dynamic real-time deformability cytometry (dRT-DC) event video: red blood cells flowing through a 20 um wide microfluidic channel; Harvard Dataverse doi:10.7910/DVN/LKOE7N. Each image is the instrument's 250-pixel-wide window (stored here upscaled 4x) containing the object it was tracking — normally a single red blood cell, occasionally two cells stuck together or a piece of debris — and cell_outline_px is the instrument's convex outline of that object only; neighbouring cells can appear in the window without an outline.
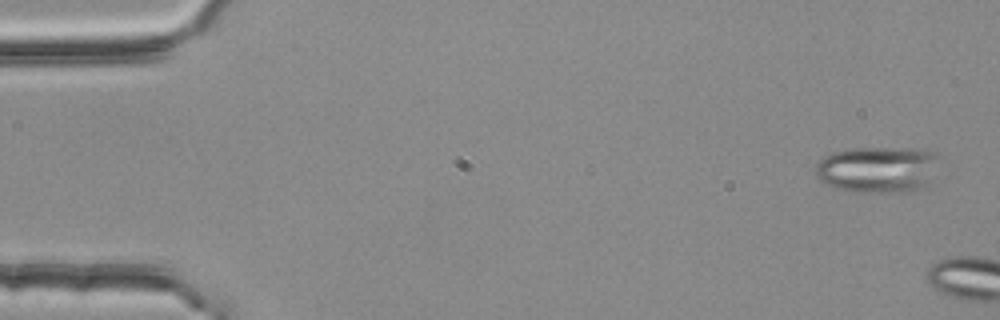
{"species": "common noctule bat (a hibernating species)", "species_latin": "Nyctalus noctula", "temperature_condition": "room temperature", "stored_images_in_passage": 5, "camera_frame_rate_fps": 3000, "um_per_image_px": 0.085, "animal": {"sex": "female", "body_mass_g": 25.1}, "frame": {"image": 1, "passage_image": 1, "time_ms": 0.0, "image_size_px": [1000, 320], "cell_outline_px": [[936, 156], [928, 184], [924, 188], [912, 192], [856, 192], [840, 188], [828, 184], [820, 180], [816, 176], [816, 164], [824, 156], [832, 152], [856, 148], [920, 148], [936, 152]], "centroid_in_image_um": [74.59, 14.4], "position_along_channel_um": 10.4, "area_um2": 33.18}}